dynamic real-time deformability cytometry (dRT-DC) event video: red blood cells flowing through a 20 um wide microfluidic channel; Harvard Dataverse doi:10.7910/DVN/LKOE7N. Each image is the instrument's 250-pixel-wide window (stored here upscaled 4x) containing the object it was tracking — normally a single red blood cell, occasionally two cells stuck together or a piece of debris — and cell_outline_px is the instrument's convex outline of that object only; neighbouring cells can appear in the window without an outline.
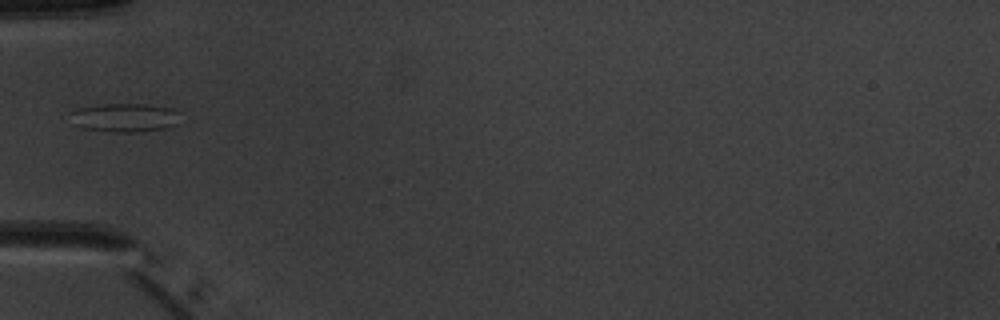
{"species": "common noctule bat (a hibernating species)", "species_latin": "Nyctalus noctula", "temperature_condition": "warm", "stored_images_in_passage": 5, "camera_frame_rate_fps": 3000, "um_per_image_px": 0.085, "animal": {"sex": "male", "body_mass_g": 20.1, "forearm_length_mm": 53.5}, "frame": {"image": 1, "passage_image": 5, "time_ms": 5.333, "image_size_px": [1000, 320], "cell_outline_px": [[180, 112], [176, 124], [164, 128], [140, 132], [112, 132], [80, 128], [72, 124], [72, 112], [76, 108], [104, 104], [144, 104], [172, 108]], "centroid_in_image_um": [10.58, 10.0], "position_along_channel_um": 74.4, "area_um2": 18.44}}